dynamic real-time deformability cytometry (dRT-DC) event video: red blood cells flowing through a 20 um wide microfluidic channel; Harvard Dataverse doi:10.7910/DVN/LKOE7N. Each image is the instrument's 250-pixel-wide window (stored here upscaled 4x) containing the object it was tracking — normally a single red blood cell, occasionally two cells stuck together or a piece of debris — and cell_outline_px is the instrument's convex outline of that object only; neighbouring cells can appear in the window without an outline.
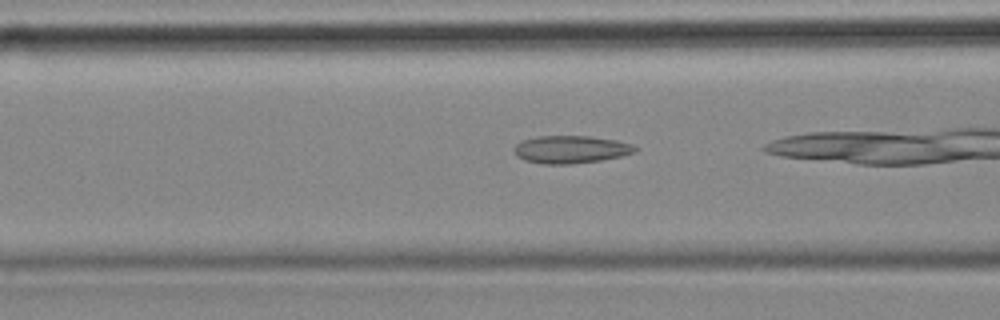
{"species": "common noctule bat (a hibernating species)", "species_latin": "Nyctalus noctula", "temperature_condition": "cold", "stored_images_in_passage": 27, "camera_frame_rate_fps": 3000, "um_per_image_px": 0.085, "animal": {"sex": "female", "body_mass_g": 18.4}, "frame": {"image": 1, "passage_image": 5, "time_ms": 1.333, "image_size_px": [1000, 320], "cell_outline_px": [[640, 148], [636, 152], [620, 156], [600, 160], [572, 164], [544, 164], [524, 160], [516, 156], [512, 148], [516, 144], [524, 140], [536, 136], [588, 136], [616, 140], [632, 144]], "centroid_in_image_um": [48.51, 12.7], "position_along_channel_um": 118.1, "area_um2": 19.59}}
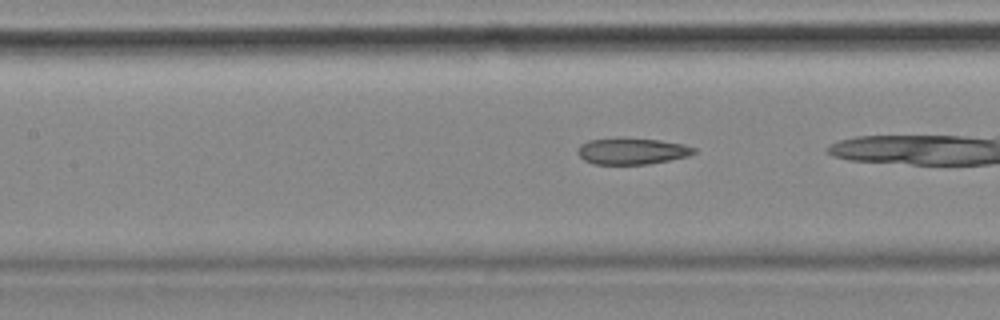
{"frame": {"image": 2, "passage_image": 8, "time_ms": 2.333, "image_size_px": [1000, 320], "cell_outline_px": [[696, 152], [688, 156], [648, 164], [592, 164], [584, 160], [576, 152], [580, 144], [588, 140], [620, 136], [660, 140], [684, 144], [696, 148]], "centroid_in_image_um": [53.68, 12.82], "position_along_channel_um": 153.7, "area_um2": 18.32}}